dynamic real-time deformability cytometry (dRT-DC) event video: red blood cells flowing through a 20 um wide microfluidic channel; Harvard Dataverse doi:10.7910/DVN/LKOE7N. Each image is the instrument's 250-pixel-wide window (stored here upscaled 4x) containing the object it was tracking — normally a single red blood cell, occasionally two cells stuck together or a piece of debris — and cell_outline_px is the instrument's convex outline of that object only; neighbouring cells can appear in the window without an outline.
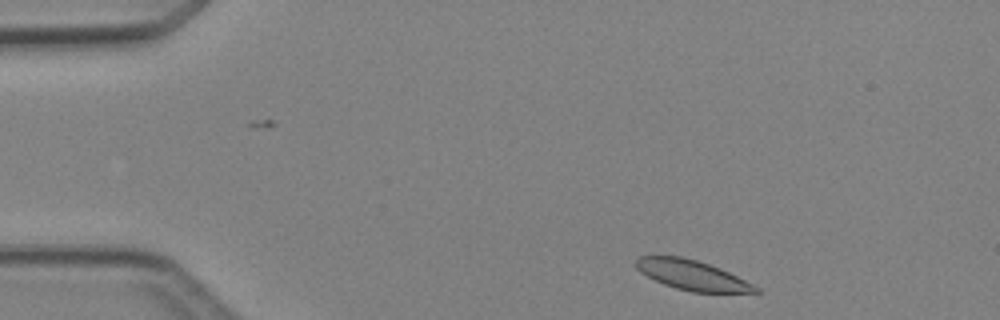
{"species": "Egyptian fruit bat (a non-hibernating species)", "species_latin": "Rousettus aegyptiacus", "temperature_condition": "cold", "stored_images_in_passage": 3, "camera_frame_rate_fps": 3000, "um_per_image_px": 0.085, "animal": {"sex": "female"}, "frame": {"image": 1, "passage_image": 1, "time_ms": 0.0, "image_size_px": [1000, 320], "cell_outline_px": [[760, 292], [692, 292], [676, 288], [664, 284], [640, 272], [636, 268], [636, 256], [680, 256], [696, 260], [720, 268], [760, 288]], "centroid_in_image_um": [58.8, 23.38], "position_along_channel_um": 26.2, "area_um2": 20.46}}